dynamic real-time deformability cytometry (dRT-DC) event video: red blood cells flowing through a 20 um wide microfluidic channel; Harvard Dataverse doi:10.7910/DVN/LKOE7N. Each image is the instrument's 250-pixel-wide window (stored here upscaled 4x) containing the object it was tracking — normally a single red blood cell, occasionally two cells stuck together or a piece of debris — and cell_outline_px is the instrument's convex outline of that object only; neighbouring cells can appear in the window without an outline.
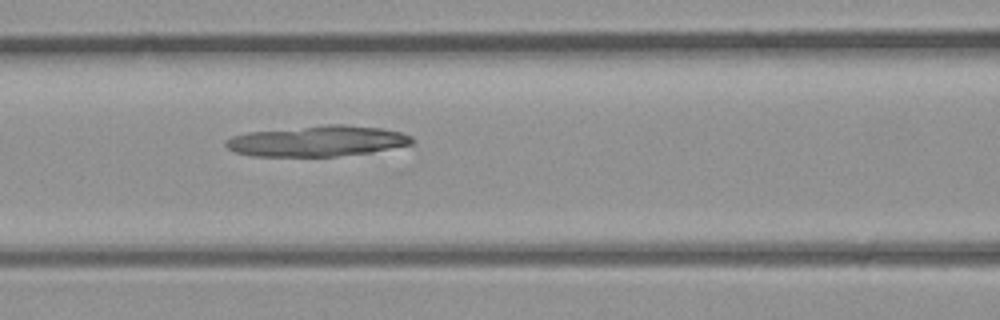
{"species": "common noctule bat (a hibernating species)", "species_latin": "Nyctalus noctula", "temperature_condition": "room temperature", "stored_images_in_passage": 25, "camera_frame_rate_fps": 3000, "um_per_image_px": 0.085, "animal": {"sex": "male", "body_mass_g": 23.1, "forearm_length_mm": 52.7}, "frame": {"image": 1, "passage_image": 17, "time_ms": 5.333, "image_size_px": [1000, 320], "cell_outline_px": [[416, 140], [412, 144], [372, 152], [336, 156], [252, 156], [232, 152], [224, 144], [224, 140], [232, 136], [248, 132], [328, 124], [348, 124], [380, 128], [400, 132], [412, 136]], "centroid_in_image_um": [26.97, 11.99], "position_along_channel_um": 139.6, "area_um2": 33.52}}
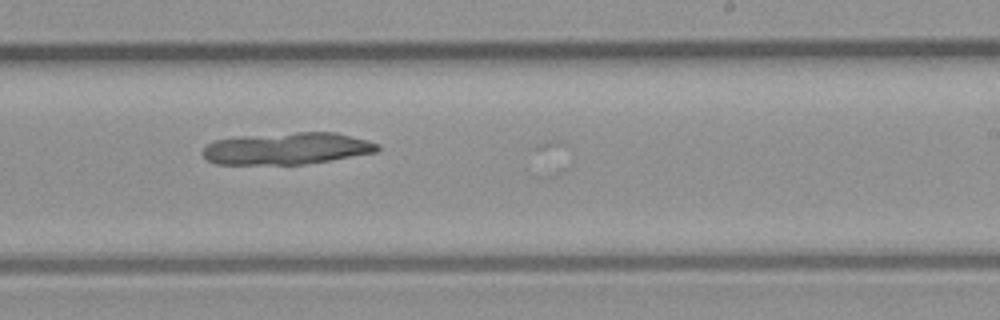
{"frame": {"image": 2, "passage_image": 24, "time_ms": 7.667, "image_size_px": [1000, 320], "cell_outline_px": [[380, 148], [376, 152], [304, 164], [216, 164], [208, 160], [204, 156], [204, 148], [208, 144], [216, 140], [236, 136], [296, 132], [336, 132], [364, 140], [376, 144]], "centroid_in_image_um": [24.34, 12.61], "position_along_channel_um": 264.7, "area_um2": 32.08}}